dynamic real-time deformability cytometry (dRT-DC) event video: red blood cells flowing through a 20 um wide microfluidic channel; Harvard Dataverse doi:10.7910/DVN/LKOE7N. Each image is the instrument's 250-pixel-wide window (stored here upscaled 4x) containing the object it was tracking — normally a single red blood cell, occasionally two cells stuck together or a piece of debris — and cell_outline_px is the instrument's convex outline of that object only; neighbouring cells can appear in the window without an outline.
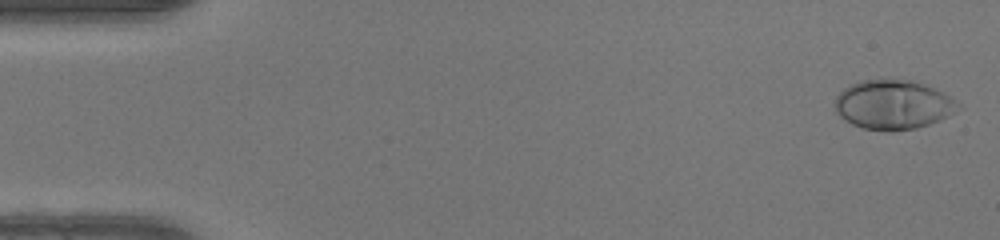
{"species": "human", "species_latin": "Homo sapiens", "temperature_condition": "warm", "stored_images_in_passage": 49, "camera_frame_rate_fps": 3000, "um_per_image_px": 0.085, "donor": {"sex": "female"}, "frame": {"image": 1, "passage_image": 1, "time_ms": 0.0, "image_size_px": [1000, 240], "cell_outline_px": [[956, 112], [940, 120], [916, 128], [892, 132], [888, 132], [860, 128], [844, 120], [836, 112], [832, 104], [836, 96], [844, 88], [860, 80], [912, 80], [944, 92], [952, 96]], "centroid_in_image_um": [75.84, 8.92], "position_along_channel_um": 9.2, "area_um2": 35.43}}
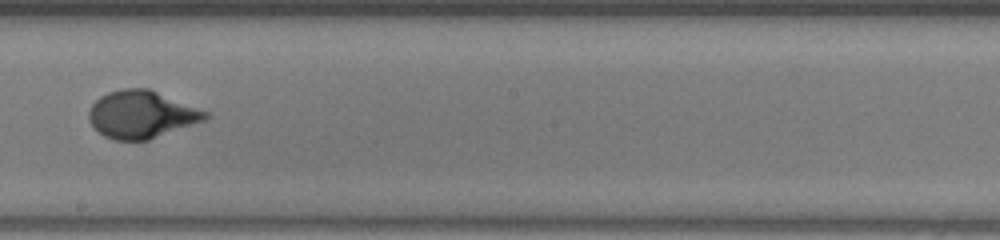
{"frame": {"image": 2, "passage_image": 28, "time_ms": 9.0, "image_size_px": [1000, 240], "cell_outline_px": [[208, 116], [204, 120], [148, 140], [116, 140], [104, 136], [88, 120], [88, 112], [92, 104], [100, 96], [108, 92], [124, 88], [148, 88], [208, 112]], "centroid_in_image_um": [11.99, 9.72], "position_along_channel_um": 236.2, "area_um2": 31.79}}
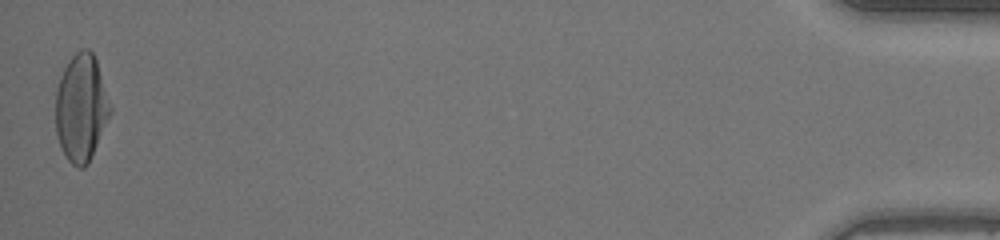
{"frame": {"image": 3, "passage_image": 49, "time_ms": 16.0, "image_size_px": [1000, 240], "cell_outline_px": [[112, 112], [88, 164], [84, 168], [76, 168], [68, 160], [56, 136], [56, 92], [60, 76], [68, 60], [80, 48], [88, 48], [92, 52], [96, 60], [112, 108]], "centroid_in_image_um": [6.91, 9.16], "position_along_channel_um": 428.3, "area_um2": 34.16}, "authors_computed_cell_mechanics": {"area_um2": 32.1368, "velocity_mm_per_s": 4.1573, "shape_relaxation_time_tau1_ms": 5.8707, "shape_relaxation_time_tau2_ms": null, "deformation_change_tau1": 0.2826, "deformation_change_tau2": null}}